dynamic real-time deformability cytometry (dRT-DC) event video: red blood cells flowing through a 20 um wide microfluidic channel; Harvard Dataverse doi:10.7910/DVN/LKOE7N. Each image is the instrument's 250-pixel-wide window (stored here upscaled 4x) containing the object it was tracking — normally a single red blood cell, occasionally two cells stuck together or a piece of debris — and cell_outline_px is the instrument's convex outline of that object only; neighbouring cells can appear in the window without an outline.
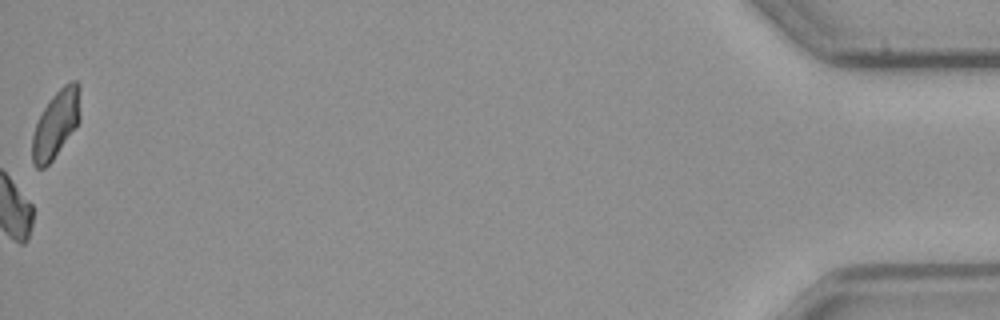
{"species": "common noctule bat (a hibernating species)", "species_latin": "Nyctalus noctula", "temperature_condition": "cold", "stored_images_in_passage": 52, "camera_frame_rate_fps": 3000, "um_per_image_px": 0.085, "animal": {"sex": "male", "body_mass_g": 23.1, "forearm_length_mm": 52.7}, "frame": {"image": 1, "passage_image": 52, "time_ms": 17.0, "image_size_px": [1000, 320], "cell_outline_px": [[80, 120], [52, 160], [44, 168], [36, 168], [32, 160], [32, 136], [36, 124], [44, 108], [52, 96], [64, 84], [72, 80], [76, 80], [80, 84]], "centroid_in_image_um": [4.77, 10.5], "position_along_channel_um": 430.4, "area_um2": 18.67}, "authors_computed_cell_mechanics": {"area_um2": 17.8024, "velocity_mm_per_s": 3.6896, "shape_relaxation_time_tau1_ms": 3.1844, "shape_relaxation_time_tau2_ms": null, "deformation_change_tau1": 0.0899, "deformation_change_tau2": null}}